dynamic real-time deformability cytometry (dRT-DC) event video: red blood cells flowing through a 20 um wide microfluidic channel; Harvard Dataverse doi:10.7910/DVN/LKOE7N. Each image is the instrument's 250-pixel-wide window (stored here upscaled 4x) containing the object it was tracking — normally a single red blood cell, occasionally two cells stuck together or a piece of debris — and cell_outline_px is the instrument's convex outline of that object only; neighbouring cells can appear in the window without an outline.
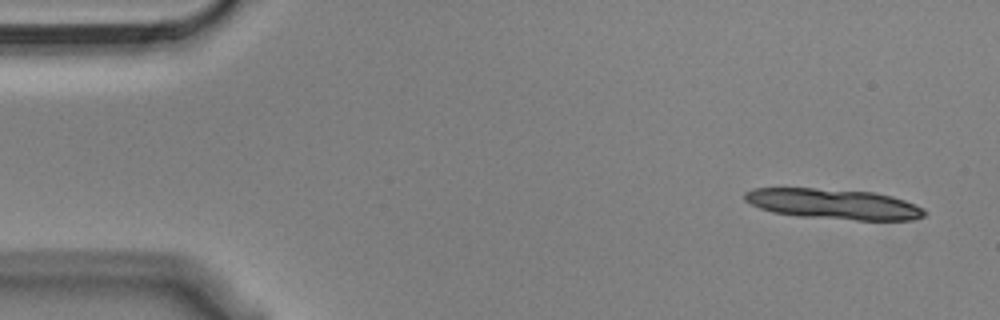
{"species": "Egyptian fruit bat (a non-hibernating species)", "species_latin": "Rousettus aegyptiacus", "temperature_condition": "cold", "stored_images_in_passage": 10, "camera_frame_rate_fps": 3000, "um_per_image_px": 0.085, "animal": {"sex": "male"}, "frame": {"image": 1, "passage_image": 1, "time_ms": 0.0, "image_size_px": [1000, 320], "cell_outline_px": [[928, 212], [924, 216], [912, 220], [856, 220], [800, 216], [772, 212], [760, 208], [744, 200], [744, 192], [752, 188], [812, 188], [876, 192], [892, 196], [916, 204], [924, 208]], "centroid_in_image_um": [70.88, 17.34], "position_along_channel_um": 14.1, "area_um2": 31.96}}